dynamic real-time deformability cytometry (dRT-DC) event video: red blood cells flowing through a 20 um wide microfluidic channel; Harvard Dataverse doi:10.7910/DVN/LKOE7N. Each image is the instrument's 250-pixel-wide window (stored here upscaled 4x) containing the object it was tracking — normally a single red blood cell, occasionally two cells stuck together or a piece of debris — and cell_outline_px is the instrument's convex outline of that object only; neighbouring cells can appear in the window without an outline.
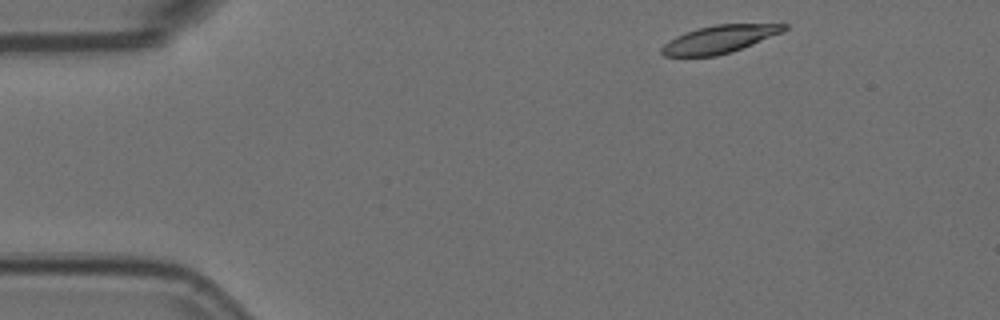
{"species": "Egyptian fruit bat (a non-hibernating species)", "species_latin": "Rousettus aegyptiacus", "temperature_condition": "room temperature", "stored_images_in_passage": 3, "camera_frame_rate_fps": 3000, "um_per_image_px": 0.085, "animal": {"sex": "female"}, "frame": {"image": 1, "passage_image": 1, "time_ms": 0.0, "image_size_px": [1000, 320], "cell_outline_px": [[788, 28], [784, 32], [732, 52], [716, 56], [664, 56], [660, 52], [660, 48], [664, 44], [676, 36], [700, 28], [716, 24], [788, 24]], "centroid_in_image_um": [61.18, 3.34], "position_along_channel_um": 23.8, "area_um2": 19.65}}